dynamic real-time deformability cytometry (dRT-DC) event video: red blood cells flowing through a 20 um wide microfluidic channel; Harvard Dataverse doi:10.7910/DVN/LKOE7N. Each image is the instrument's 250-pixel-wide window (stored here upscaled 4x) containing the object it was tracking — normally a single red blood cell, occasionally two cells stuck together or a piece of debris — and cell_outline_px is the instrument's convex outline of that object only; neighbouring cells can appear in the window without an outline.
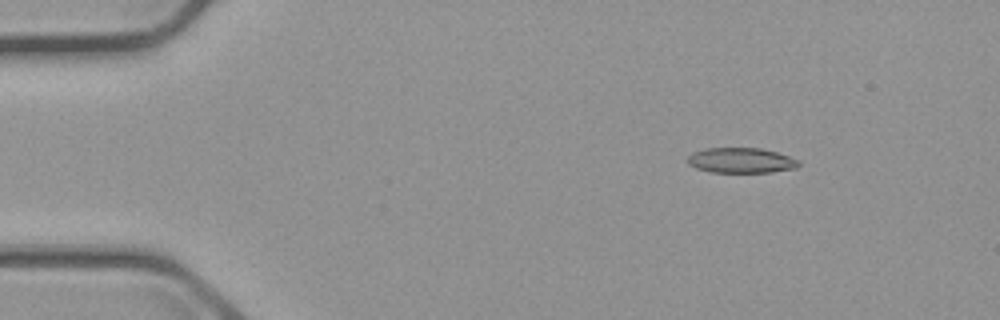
{"species": "common noctule bat (a hibernating species)", "species_latin": "Nyctalus noctula", "temperature_condition": "cold", "stored_images_in_passage": 6, "camera_frame_rate_fps": 3000, "um_per_image_px": 0.085, "animal": {"sex": "male", "body_mass_g": 23.1, "forearm_length_mm": 52.7}, "frame": {"image": 1, "passage_image": 2, "time_ms": 1.0, "image_size_px": [1000, 320], "cell_outline_px": [[800, 164], [796, 168], [772, 172], [712, 172], [696, 168], [688, 164], [688, 156], [692, 152], [704, 148], [760, 148], [776, 152], [800, 160]], "centroid_in_image_um": [62.99, 13.63], "position_along_channel_um": 22.0, "area_um2": 16.36}}
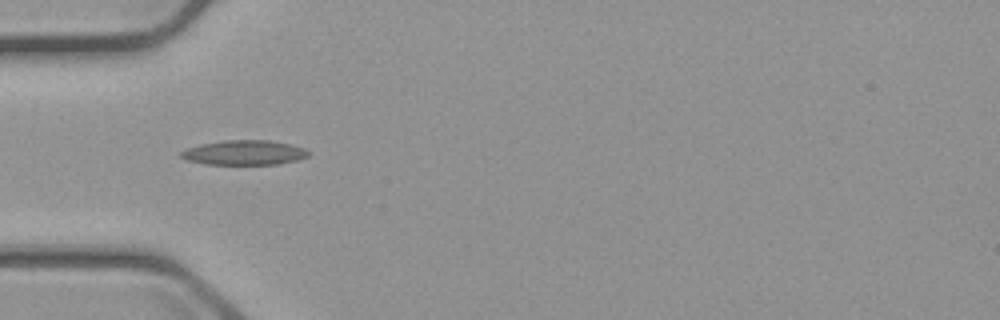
{"frame": {"image": 2, "passage_image": 5, "time_ms": 4.333, "image_size_px": [1000, 320], "cell_outline_px": [[312, 152], [308, 156], [296, 160], [276, 164], [204, 164], [184, 160], [180, 156], [180, 152], [188, 148], [200, 144], [224, 140], [268, 140], [292, 144], [304, 148]], "centroid_in_image_um": [20.76, 12.97], "position_along_channel_um": 64.2, "area_um2": 18.44}}
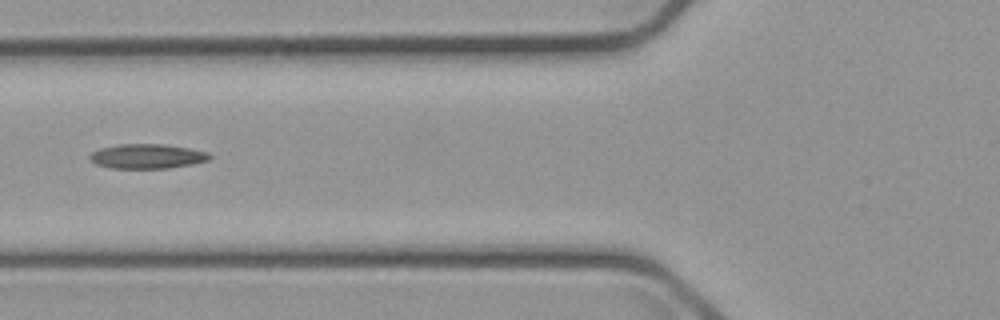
{"frame": {"image": 3, "passage_image": 6, "time_ms": 5.667, "image_size_px": [1000, 320], "cell_outline_px": [[212, 156], [208, 160], [192, 164], [168, 168], [112, 168], [96, 164], [88, 156], [92, 152], [100, 148], [120, 144], [164, 144], [188, 148], [208, 152]], "centroid_in_image_um": [12.51, 13.28], "position_along_channel_um": 113.3, "area_um2": 17.05}}